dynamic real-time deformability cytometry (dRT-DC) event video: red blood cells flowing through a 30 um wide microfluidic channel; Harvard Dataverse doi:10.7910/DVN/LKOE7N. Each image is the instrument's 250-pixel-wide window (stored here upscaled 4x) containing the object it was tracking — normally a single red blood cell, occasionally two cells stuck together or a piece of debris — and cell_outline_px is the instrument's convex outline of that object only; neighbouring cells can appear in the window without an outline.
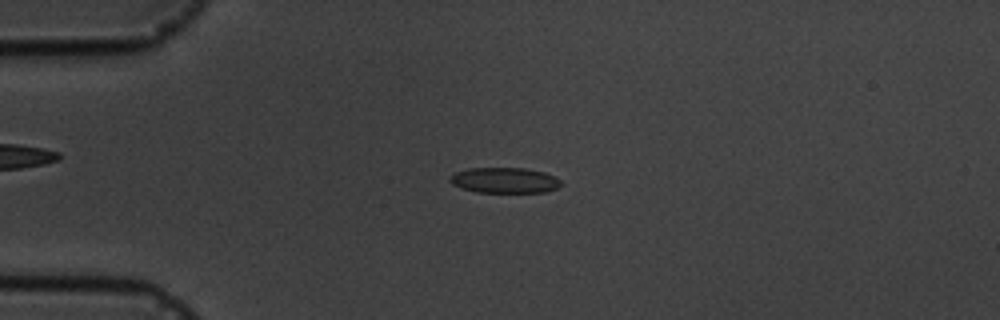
{"species": "common noctule bat (a hibernating species)", "species_latin": "Nyctalus noctula", "temperature_condition": "cold", "stored_images_in_passage": 4, "camera_frame_rate_fps": 3000, "um_per_image_px": 0.085, "animal": {"sex": "male", "body_mass_g": 19.5, "forearm_length_mm": 54.6}, "frame": {"image": 1, "passage_image": 3, "time_ms": 2.333, "image_size_px": [1000, 320], "cell_outline_px": [[564, 184], [556, 188], [544, 192], [476, 192], [460, 188], [452, 184], [448, 180], [448, 176], [456, 172], [468, 168], [524, 168], [544, 172], [556, 176]], "centroid_in_image_um": [42.87, 15.32], "position_along_channel_um": 42.1, "area_um2": 16.7}}